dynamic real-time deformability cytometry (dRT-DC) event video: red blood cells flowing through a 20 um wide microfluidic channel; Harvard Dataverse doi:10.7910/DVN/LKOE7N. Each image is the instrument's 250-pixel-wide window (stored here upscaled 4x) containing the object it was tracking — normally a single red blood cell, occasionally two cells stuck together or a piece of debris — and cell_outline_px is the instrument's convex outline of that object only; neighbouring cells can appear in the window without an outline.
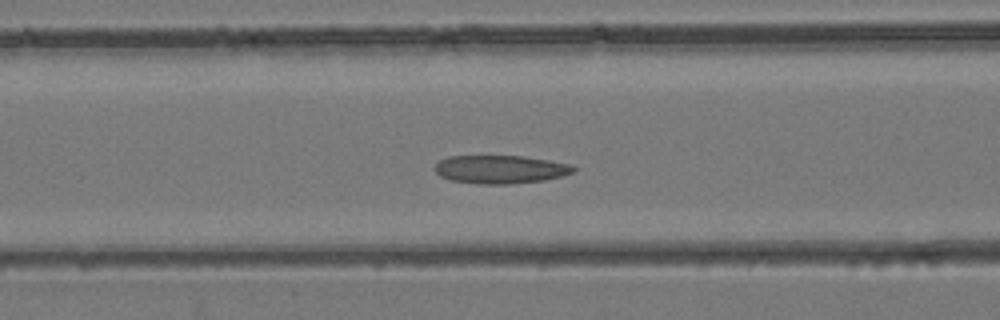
{"species": "common noctule bat (a hibernating species)", "species_latin": "Nyctalus noctula", "temperature_condition": "room temperature", "stored_images_in_passage": 41, "camera_frame_rate_fps": 3000, "um_per_image_px": 0.085, "animal": {"sex": "female", "body_mass_g": 24.6, "forearm_length_mm": 56.2}, "frame": {"image": 1, "passage_image": 16, "time_ms": 5.0, "image_size_px": [1000, 320], "cell_outline_px": [[576, 172], [544, 180], [508, 184], [476, 184], [452, 180], [440, 176], [436, 172], [436, 164], [440, 160], [448, 156], [524, 156], [572, 164], [576, 168]], "centroid_in_image_um": [42.56, 14.39], "position_along_channel_um": 124.0, "area_um2": 22.83}}
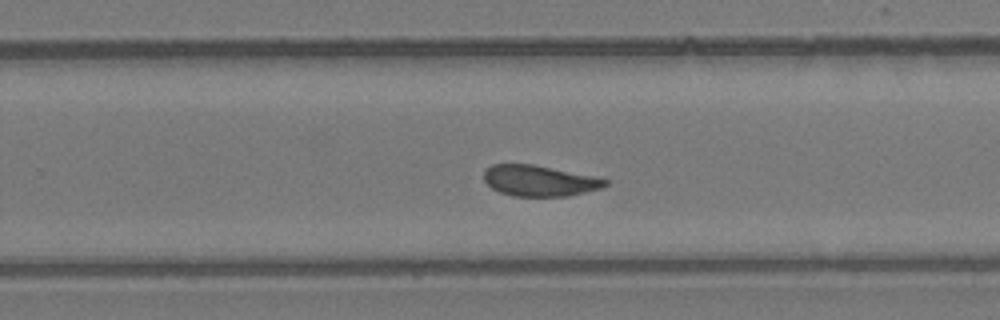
{"frame": {"image": 2, "passage_image": 26, "time_ms": 8.333, "image_size_px": [1000, 320], "cell_outline_px": [[608, 184], [600, 188], [568, 196], [512, 196], [500, 192], [492, 188], [484, 180], [484, 172], [492, 164], [532, 164], [592, 176], [608, 180]], "centroid_in_image_um": [45.82, 15.36], "position_along_channel_um": 284.0, "area_um2": 21.5}}
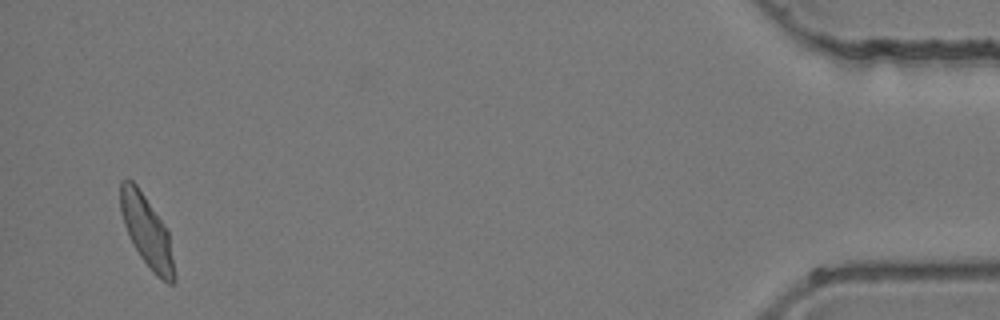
{"frame": {"image": 3, "passage_image": 40, "time_ms": 13.0, "image_size_px": [1000, 320], "cell_outline_px": [[176, 280], [172, 284], [168, 284], [156, 276], [152, 272], [140, 256], [124, 224], [120, 212], [120, 180], [132, 180], [136, 184], [168, 232], [176, 276]], "centroid_in_image_um": [12.48, 19.71], "position_along_channel_um": 422.7, "area_um2": 21.85}}